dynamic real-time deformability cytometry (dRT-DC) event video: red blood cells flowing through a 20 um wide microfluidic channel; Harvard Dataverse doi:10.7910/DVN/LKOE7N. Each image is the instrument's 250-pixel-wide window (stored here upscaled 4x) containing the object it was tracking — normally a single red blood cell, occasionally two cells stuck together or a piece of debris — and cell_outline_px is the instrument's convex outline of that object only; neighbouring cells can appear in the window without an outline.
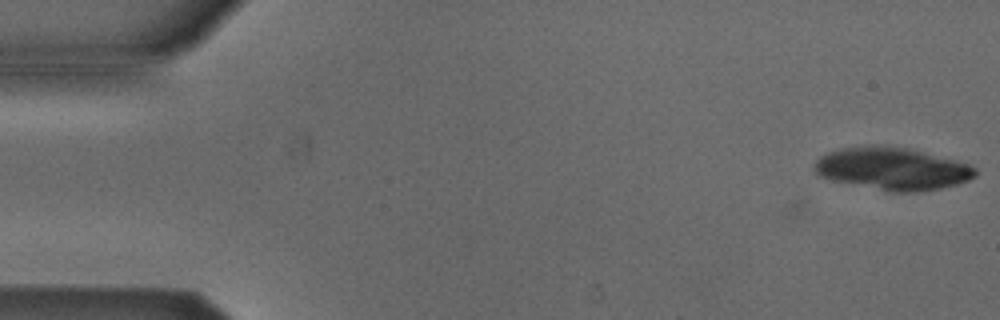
{"species": "Egyptian fruit bat (a non-hibernating species)", "species_latin": "Rousettus aegyptiacus", "temperature_condition": "cold", "stored_images_in_passage": 16, "camera_frame_rate_fps": 3000, "um_per_image_px": 0.085, "animal": {"sex": "male"}, "frame": {"image": 1, "passage_image": 1, "time_ms": 0.0, "image_size_px": [1000, 320], "cell_outline_px": [[976, 176], [968, 180], [956, 184], [940, 188], [916, 192], [892, 192], [832, 180], [820, 176], [812, 168], [816, 160], [820, 156], [828, 152], [840, 148], [864, 144], [884, 144], [908, 148], [968, 164], [976, 168]], "centroid_in_image_um": [75.8, 14.32], "position_along_channel_um": 9.2, "area_um2": 39.94}}